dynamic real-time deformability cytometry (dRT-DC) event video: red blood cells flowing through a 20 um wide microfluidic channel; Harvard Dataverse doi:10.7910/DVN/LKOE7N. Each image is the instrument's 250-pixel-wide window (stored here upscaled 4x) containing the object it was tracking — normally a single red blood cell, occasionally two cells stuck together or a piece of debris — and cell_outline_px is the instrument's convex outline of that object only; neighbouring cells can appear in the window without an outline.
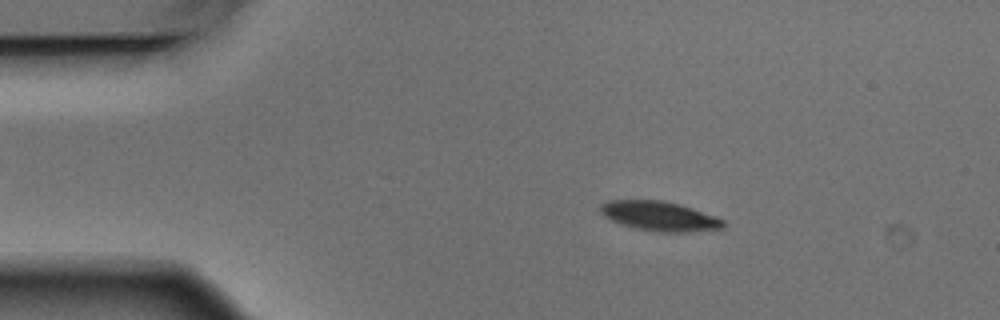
{"species": "Egyptian fruit bat (a non-hibernating species)", "species_latin": "Rousettus aegyptiacus", "temperature_condition": "warm", "stored_images_in_passage": 3, "camera_frame_rate_fps": 3000, "um_per_image_px": 0.085, "animal": {"sex": "male"}, "frame": {"image": 1, "passage_image": 2, "time_ms": 0.333, "image_size_px": [1000, 320], "cell_outline_px": [[724, 228], [688, 232], [656, 232], [636, 228], [620, 224], [604, 216], [600, 212], [600, 204], [608, 200], [664, 200], [680, 204], [716, 216], [724, 220]], "centroid_in_image_um": [56.05, 18.37], "position_along_channel_um": 28.9, "area_um2": 21.27}}